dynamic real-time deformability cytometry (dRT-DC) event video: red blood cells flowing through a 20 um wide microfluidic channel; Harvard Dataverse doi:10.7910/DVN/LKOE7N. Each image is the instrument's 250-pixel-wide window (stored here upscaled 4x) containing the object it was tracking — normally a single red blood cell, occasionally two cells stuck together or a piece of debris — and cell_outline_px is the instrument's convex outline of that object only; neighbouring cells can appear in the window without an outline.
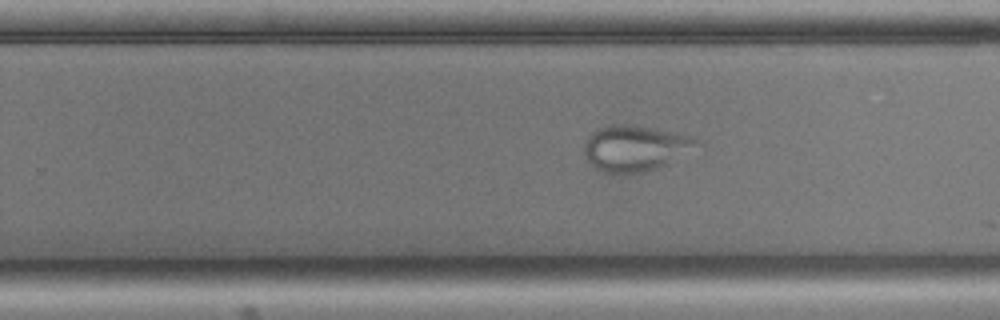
{"species": "common noctule bat (a hibernating species)", "species_latin": "Nyctalus noctula", "temperature_condition": "cold", "stored_images_in_passage": 55, "camera_frame_rate_fps": 3000, "um_per_image_px": 0.085, "animal": {"sex": "male", "body_mass_g": 17.9, "forearm_length_mm": 54.2}, "frame": {"image": 1, "passage_image": 34, "time_ms": 11.0, "image_size_px": [1000, 320], "cell_outline_px": [[704, 144], [656, 168], [640, 172], [612, 176], [600, 172], [584, 156], [584, 140], [592, 132], [608, 124], [624, 124], [652, 128], [692, 136]], "centroid_in_image_um": [53.94, 12.61], "position_along_channel_um": 275.9, "area_um2": 30.23}}
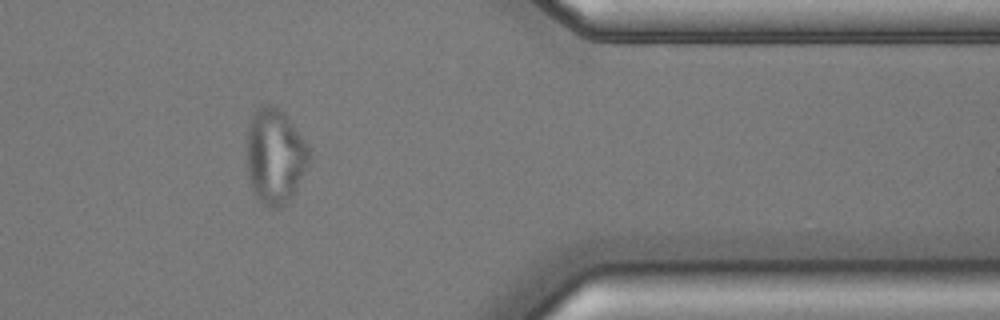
{"frame": {"image": 2, "passage_image": 45, "time_ms": 14.667, "image_size_px": [1000, 320], "cell_outline_px": [[312, 160], [292, 196], [284, 204], [276, 208], [268, 208], [256, 200], [248, 176], [244, 156], [244, 148], [248, 128], [252, 116], [264, 104], [276, 104], [284, 112], [312, 148]], "centroid_in_image_um": [23.38, 13.27], "position_along_channel_um": 388.0, "area_um2": 35.95}}
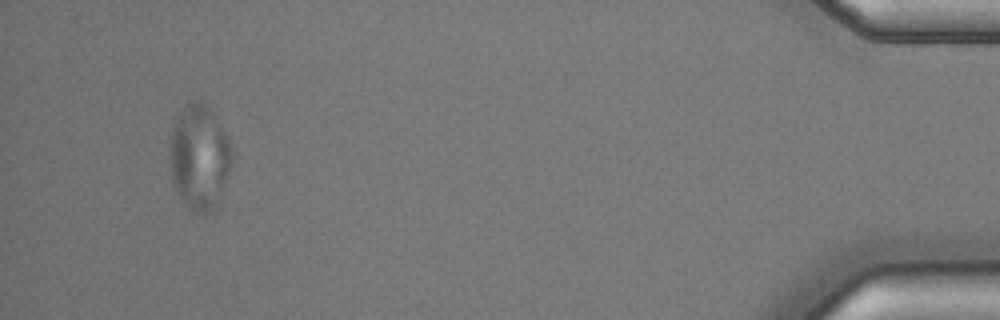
{"frame": {"image": 3, "passage_image": 52, "time_ms": 17.0, "image_size_px": [1000, 320], "cell_outline_px": [[232, 164], [216, 204], [208, 212], [200, 216], [180, 196], [172, 180], [172, 128], [184, 104], [192, 100], [196, 100], [208, 104], [216, 116], [232, 148]], "centroid_in_image_um": [16.98, 13.29], "position_along_channel_um": 418.2, "area_um2": 36.99}}